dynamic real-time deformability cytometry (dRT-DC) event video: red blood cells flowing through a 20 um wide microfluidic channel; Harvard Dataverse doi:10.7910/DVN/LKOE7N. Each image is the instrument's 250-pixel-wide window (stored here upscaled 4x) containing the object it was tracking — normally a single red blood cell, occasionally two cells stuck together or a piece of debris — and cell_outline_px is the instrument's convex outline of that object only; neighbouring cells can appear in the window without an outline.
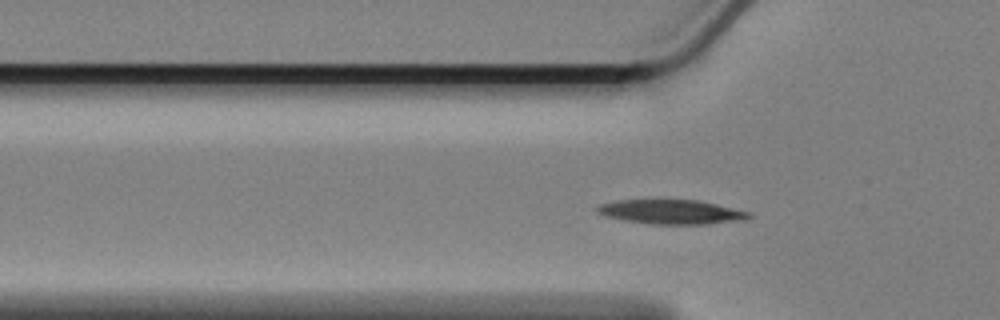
{"species": "Egyptian fruit bat (a non-hibernating species)", "species_latin": "Rousettus aegyptiacus", "temperature_condition": "cold", "stored_images_in_passage": 54, "camera_frame_rate_fps": 3000, "um_per_image_px": 0.085, "animal": {"sex": "female"}, "frame": {"image": 1, "passage_image": 13, "time_ms": 4.0, "image_size_px": [1000, 320], "cell_outline_px": [[752, 216], [744, 220], [708, 224], [652, 224], [624, 220], [604, 216], [596, 212], [596, 208], [600, 204], [616, 200], [700, 200], [752, 212]], "centroid_in_image_um": [57.09, 18.01], "position_along_channel_um": 68.7, "area_um2": 21.68}}
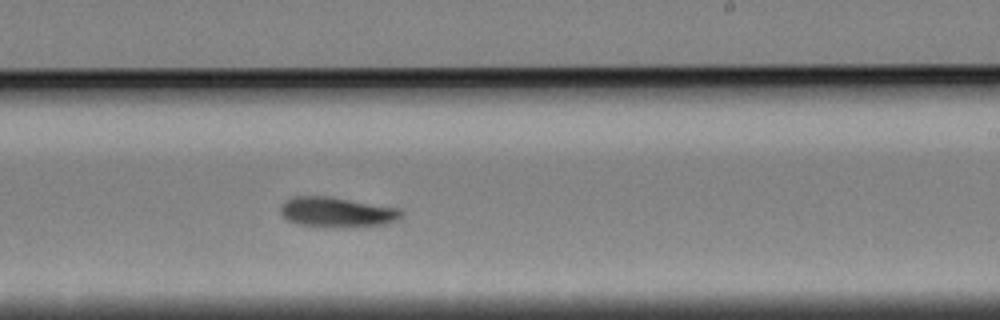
{"frame": {"image": 2, "passage_image": 30, "time_ms": 9.667, "image_size_px": [1000, 320], "cell_outline_px": [[404, 212], [396, 220], [384, 224], [348, 228], [316, 228], [296, 224], [288, 220], [280, 212], [280, 204], [284, 200], [296, 196], [328, 196], [400, 208]], "centroid_in_image_um": [28.59, 18.06], "position_along_channel_um": 260.4, "area_um2": 21.73}}
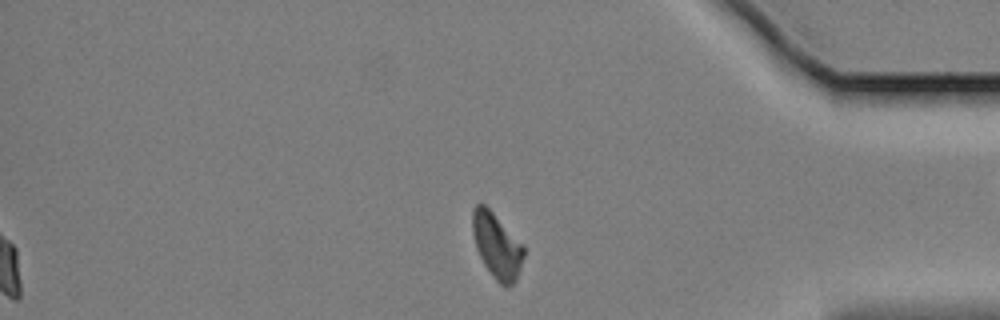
{"frame": {"image": 3, "passage_image": 44, "time_ms": 14.333, "image_size_px": [1000, 320], "cell_outline_px": [[524, 256], [516, 280], [512, 284], [504, 288], [492, 276], [484, 264], [476, 248], [472, 232], [472, 208], [476, 204], [484, 204], [524, 244]], "centroid_in_image_um": [42.23, 20.89], "position_along_channel_um": 393.0, "area_um2": 19.48}, "authors_computed_cell_mechanics": {"area_um2": 21.0392, "velocity_mm_per_s": 3.3685, "shape_relaxation_time_tau1_ms": 3.1287, "shape_relaxation_time_tau2_ms": null, "deformation_change_tau1": 0.1104, "deformation_change_tau2": null}}